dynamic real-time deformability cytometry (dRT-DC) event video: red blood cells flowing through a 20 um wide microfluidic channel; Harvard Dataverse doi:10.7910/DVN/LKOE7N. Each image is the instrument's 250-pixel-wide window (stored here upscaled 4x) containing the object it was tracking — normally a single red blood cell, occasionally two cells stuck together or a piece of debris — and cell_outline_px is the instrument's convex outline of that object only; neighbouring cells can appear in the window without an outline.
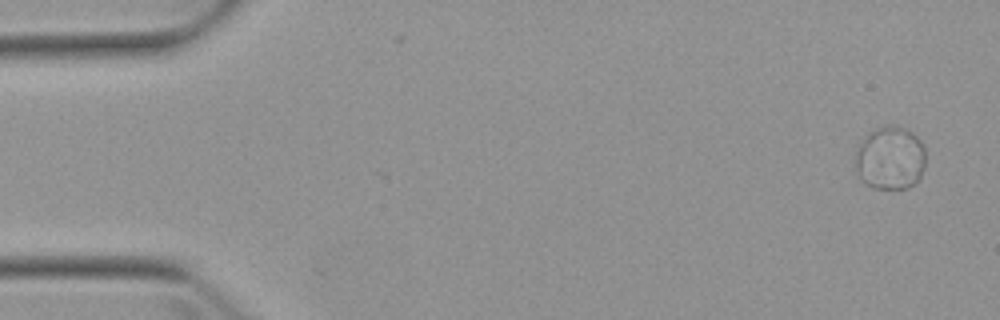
{"species": "Egyptian fruit bat (a non-hibernating species)", "species_latin": "Rousettus aegyptiacus", "temperature_condition": "warm", "stored_images_in_passage": 2, "camera_frame_rate_fps": 3000, "um_per_image_px": 0.085, "animal": {"sex": "female"}, "frame": {"image": 1, "passage_image": 2, "time_ms": 2.333, "image_size_px": [1000, 320], "cell_outline_px": [[924, 168], [920, 176], [908, 188], [872, 188], [860, 176], [856, 168], [856, 152], [864, 136], [868, 132], [884, 124], [896, 124], [912, 132], [924, 144]], "centroid_in_image_um": [75.67, 13.39], "position_along_channel_um": 9.3, "area_um2": 25.89}}